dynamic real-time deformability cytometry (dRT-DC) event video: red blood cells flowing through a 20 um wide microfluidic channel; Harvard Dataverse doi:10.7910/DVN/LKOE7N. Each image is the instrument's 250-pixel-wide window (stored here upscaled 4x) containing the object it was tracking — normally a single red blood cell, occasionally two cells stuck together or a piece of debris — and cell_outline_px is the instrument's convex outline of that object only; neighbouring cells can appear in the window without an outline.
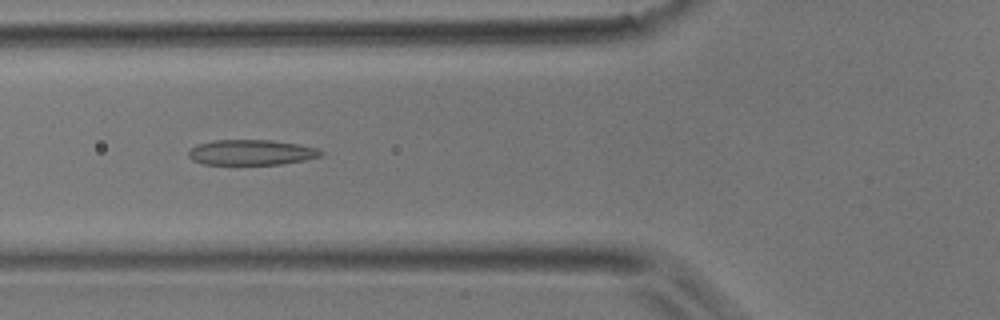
{"species": "common noctule bat (a hibernating species)", "species_latin": "Nyctalus noctula", "temperature_condition": "room temperature", "stored_images_in_passage": 43, "camera_frame_rate_fps": 3000, "um_per_image_px": 0.085, "animal": {"sex": "male", "body_mass_g": 17.9}, "frame": {"image": 1, "passage_image": 15, "time_ms": 4.667, "image_size_px": [1000, 320], "cell_outline_px": [[324, 152], [320, 156], [304, 160], [280, 164], [204, 164], [192, 160], [188, 156], [188, 152], [196, 144], [212, 140], [272, 140], [300, 144], [316, 148]], "centroid_in_image_um": [21.34, 12.94], "position_along_channel_um": 104.5, "area_um2": 19.54}}
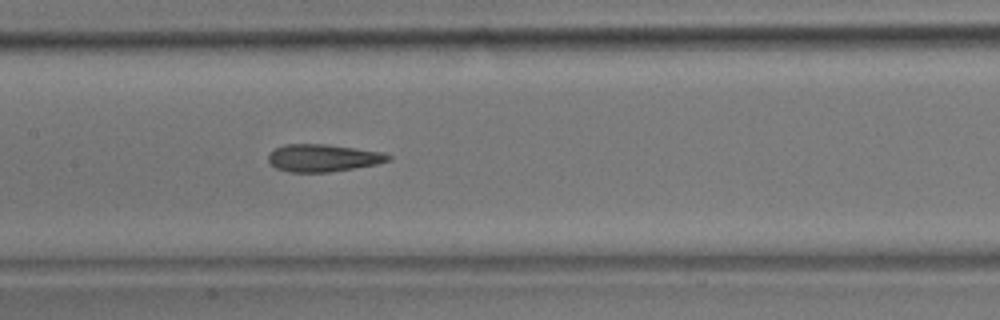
{"frame": {"image": 2, "passage_image": 20, "time_ms": 6.333, "image_size_px": [1000, 320], "cell_outline_px": [[392, 160], [376, 164], [328, 172], [288, 172], [276, 168], [268, 160], [268, 156], [276, 148], [284, 144], [328, 144], [356, 148], [380, 152], [392, 156]], "centroid_in_image_um": [27.46, 13.42], "position_along_channel_um": 179.9, "area_um2": 19.02}}
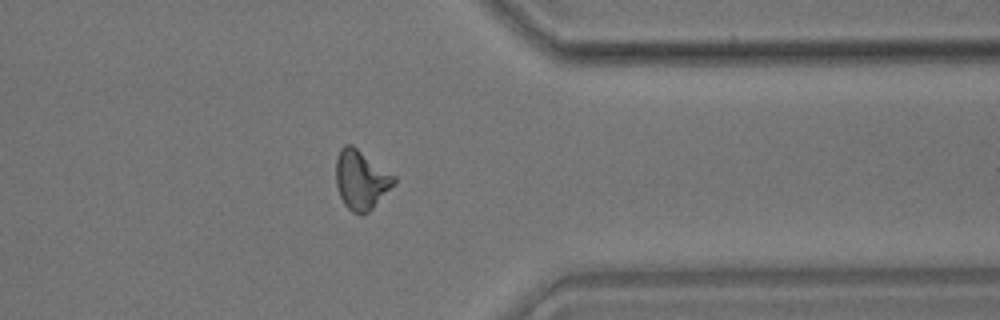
{"frame": {"image": 3, "passage_image": 34, "time_ms": 11.0, "image_size_px": [1000, 320], "cell_outline_px": [[396, 184], [368, 212], [360, 216], [352, 212], [344, 204], [340, 196], [336, 184], [336, 160], [340, 148], [344, 144], [352, 144], [396, 176]], "centroid_in_image_um": [30.7, 15.28], "position_along_channel_um": 380.7, "area_um2": 20.23}}